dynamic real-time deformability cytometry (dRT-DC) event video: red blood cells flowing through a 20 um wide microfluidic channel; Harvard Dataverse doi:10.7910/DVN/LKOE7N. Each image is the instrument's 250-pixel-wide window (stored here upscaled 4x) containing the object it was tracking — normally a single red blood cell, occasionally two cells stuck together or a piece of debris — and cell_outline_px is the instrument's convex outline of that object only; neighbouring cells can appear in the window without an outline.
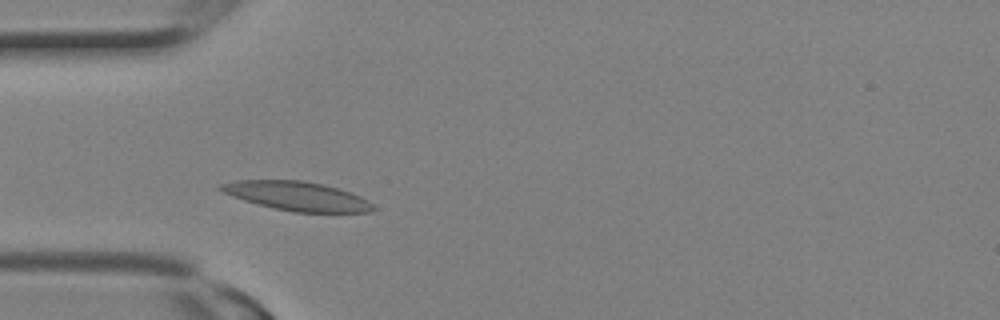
{"species": "Egyptian fruit bat (a non-hibernating species)", "species_latin": "Rousettus aegyptiacus", "temperature_condition": "room temperature", "stored_images_in_passage": 2, "camera_frame_rate_fps": 3000, "um_per_image_px": 0.085, "animal": {"sex": "female"}, "frame": {"image": 1, "passage_image": 2, "time_ms": 0.333, "image_size_px": [1000, 320], "cell_outline_px": [[376, 208], [368, 212], [292, 212], [272, 208], [244, 200], [232, 196], [216, 188], [220, 184], [236, 180], [300, 180], [320, 184], [336, 188], [360, 196], [368, 200]], "centroid_in_image_um": [25.21, 16.67], "position_along_channel_um": 59.8, "area_um2": 25.55}}